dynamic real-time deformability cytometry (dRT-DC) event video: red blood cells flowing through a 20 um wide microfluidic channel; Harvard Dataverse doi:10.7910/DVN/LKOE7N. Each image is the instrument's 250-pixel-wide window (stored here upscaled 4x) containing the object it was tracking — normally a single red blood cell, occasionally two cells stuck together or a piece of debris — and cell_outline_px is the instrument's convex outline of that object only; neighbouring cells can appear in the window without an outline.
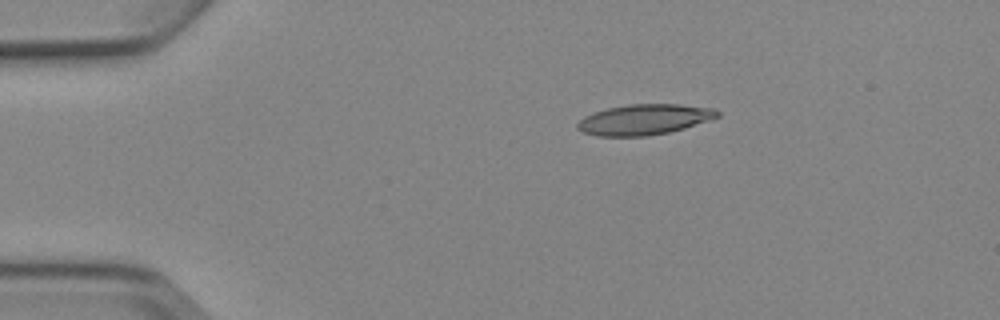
{"species": "Egyptian fruit bat (a non-hibernating species)", "species_latin": "Rousettus aegyptiacus", "temperature_condition": "cold", "stored_images_in_passage": 6, "camera_frame_rate_fps": 3000, "um_per_image_px": 0.085, "animal": {"sex": "female"}, "frame": {"image": 1, "passage_image": 2, "time_ms": 2.0, "image_size_px": [1000, 320], "cell_outline_px": [[720, 116], [684, 128], [668, 132], [644, 136], [596, 136], [584, 132], [576, 128], [576, 124], [584, 116], [608, 108], [628, 104], [680, 104], [716, 108], [720, 112]], "centroid_in_image_um": [54.77, 10.15], "position_along_channel_um": 30.2, "area_um2": 24.8}}
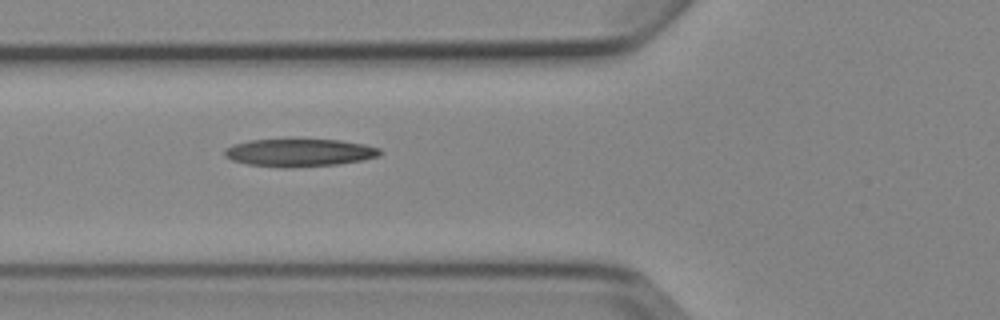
{"frame": {"image": 2, "passage_image": 5, "time_ms": 5.333, "image_size_px": [1000, 320], "cell_outline_px": [[384, 152], [380, 156], [364, 160], [340, 164], [292, 168], [284, 168], [248, 164], [232, 160], [224, 156], [224, 148], [232, 144], [248, 140], [340, 140], [364, 144], [380, 148]], "centroid_in_image_um": [25.47, 12.99], "position_along_channel_um": 100.3, "area_um2": 25.37}}
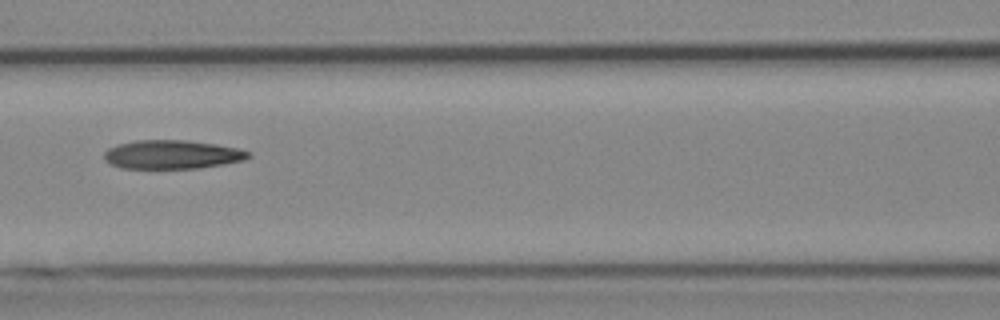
{"frame": {"image": 3, "passage_image": 6, "time_ms": 6.667, "image_size_px": [1000, 320], "cell_outline_px": [[252, 156], [244, 160], [224, 164], [200, 168], [120, 168], [104, 160], [104, 152], [108, 148], [120, 144], [136, 140], [188, 140], [216, 144], [236, 148], [252, 152]], "centroid_in_image_um": [14.65, 13.13], "position_along_channel_um": 151.9, "area_um2": 24.22}}